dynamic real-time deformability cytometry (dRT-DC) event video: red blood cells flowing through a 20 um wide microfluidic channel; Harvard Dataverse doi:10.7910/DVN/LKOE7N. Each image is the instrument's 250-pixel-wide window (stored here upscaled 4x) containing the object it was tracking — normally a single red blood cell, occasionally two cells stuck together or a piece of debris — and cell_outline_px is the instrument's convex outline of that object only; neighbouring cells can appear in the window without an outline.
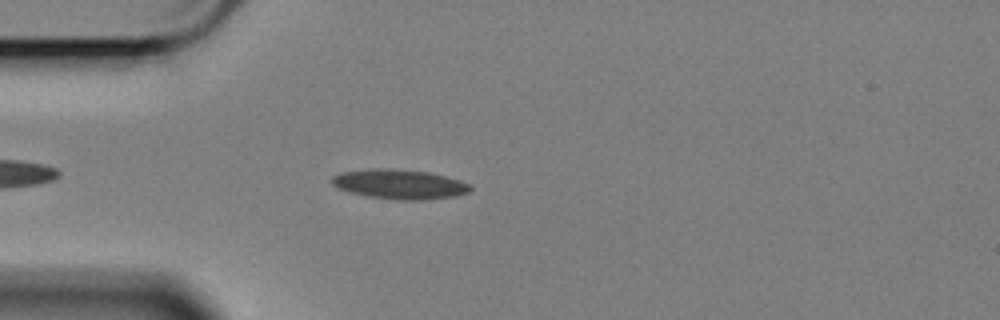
{"species": "Egyptian fruit bat (a non-hibernating species)", "species_latin": "Rousettus aegyptiacus", "temperature_condition": "cold", "stored_images_in_passage": 50, "camera_frame_rate_fps": 3000, "um_per_image_px": 0.085, "animal": {"sex": "female"}, "frame": {"image": 1, "passage_image": 6, "time_ms": 1.667, "image_size_px": [1000, 320], "cell_outline_px": [[472, 188], [468, 192], [456, 196], [424, 200], [396, 200], [368, 196], [336, 188], [332, 184], [332, 176], [344, 172], [372, 168], [388, 168], [428, 172], [460, 180], [472, 184]], "centroid_in_image_um": [33.99, 15.66], "position_along_channel_um": 51.0, "area_um2": 23.87}}
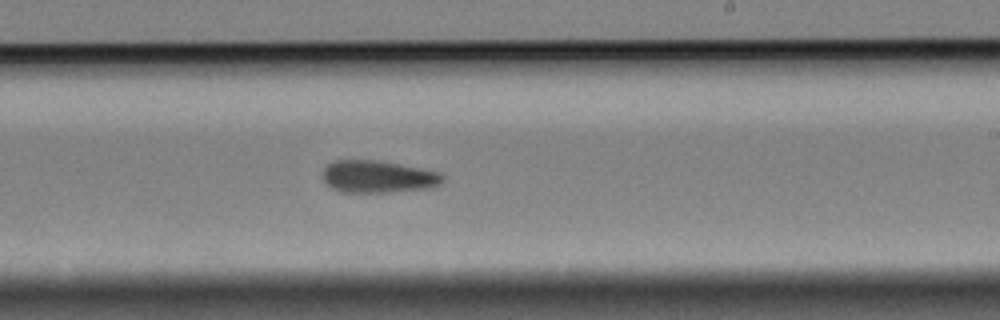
{"frame": {"image": 2, "passage_image": 25, "time_ms": 8.0, "image_size_px": [1000, 320], "cell_outline_px": [[444, 180], [440, 184], [432, 188], [392, 192], [340, 192], [332, 188], [324, 180], [324, 168], [328, 164], [336, 160], [376, 160], [400, 164], [440, 172], [444, 176]], "centroid_in_image_um": [32.17, 15.02], "position_along_channel_um": 256.8, "area_um2": 22.6}}
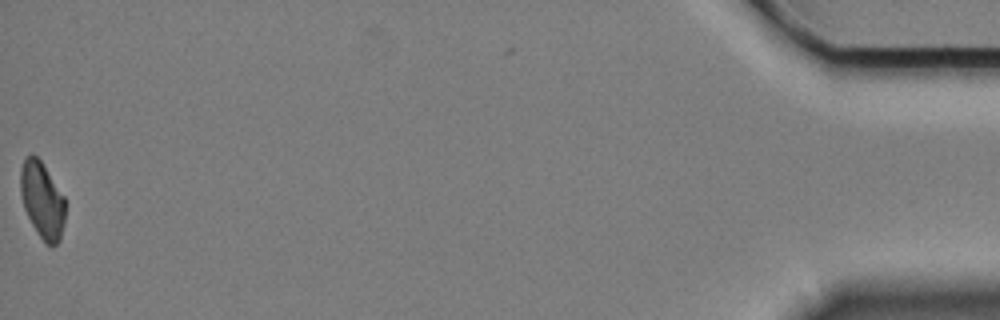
{"frame": {"image": 3, "passage_image": 49, "time_ms": 16.0, "image_size_px": [1000, 320], "cell_outline_px": [[64, 224], [60, 240], [52, 248], [44, 244], [32, 224], [24, 208], [20, 192], [20, 168], [24, 160], [32, 152], [40, 160], [64, 196]], "centroid_in_image_um": [3.58, 17.04], "position_along_channel_um": 431.6, "area_um2": 19.94}}